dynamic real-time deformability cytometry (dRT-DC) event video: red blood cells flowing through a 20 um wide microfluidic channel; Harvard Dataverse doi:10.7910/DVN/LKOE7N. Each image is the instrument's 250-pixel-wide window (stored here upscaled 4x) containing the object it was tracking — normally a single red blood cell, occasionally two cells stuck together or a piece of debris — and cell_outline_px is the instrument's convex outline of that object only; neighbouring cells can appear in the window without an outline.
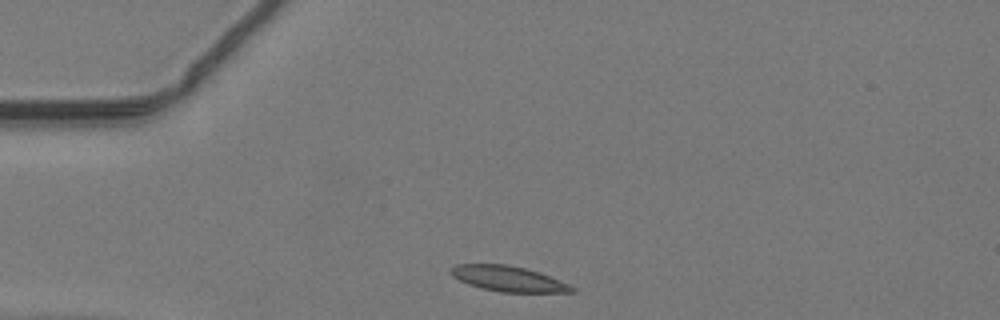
{"species": "common noctule bat (a hibernating species)", "species_latin": "Nyctalus noctula", "temperature_condition": "warm", "stored_images_in_passage": 37, "camera_frame_rate_fps": 3000, "um_per_image_px": 0.085, "animal": {"sex": "male", "body_mass_g": 19.2, "forearm_length_mm": 51.8}, "frame": {"image": 1, "passage_image": 1, "time_ms": 0.0, "image_size_px": [1000, 320], "cell_outline_px": [[576, 292], [500, 292], [480, 288], [468, 284], [452, 276], [448, 272], [448, 268], [456, 264], [508, 264], [540, 272], [568, 284], [576, 288]], "centroid_in_image_um": [43.16, 23.68], "position_along_channel_um": 41.8, "area_um2": 18.03}}
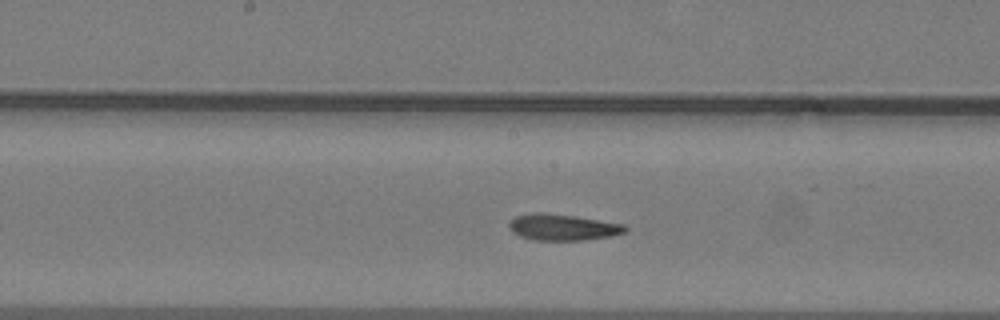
{"frame": {"image": 2, "passage_image": 14, "time_ms": 4.333, "image_size_px": [1000, 320], "cell_outline_px": [[628, 228], [624, 232], [612, 236], [584, 240], [536, 240], [520, 236], [512, 232], [508, 224], [516, 216], [536, 212], [544, 212], [572, 216], [624, 224]], "centroid_in_image_um": [47.82, 19.32], "position_along_channel_um": 200.4, "area_um2": 17.57}}
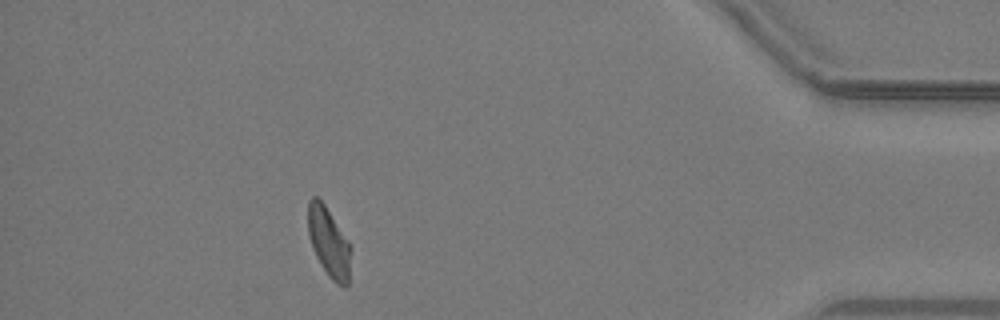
{"frame": {"image": 3, "passage_image": 32, "time_ms": 10.333, "image_size_px": [1000, 320], "cell_outline_px": [[352, 248], [348, 284], [344, 288], [336, 284], [328, 276], [316, 256], [312, 248], [308, 232], [308, 200], [312, 196], [316, 196], [324, 204], [348, 240]], "centroid_in_image_um": [27.96, 20.62], "position_along_channel_um": 407.2, "area_um2": 17.46}}